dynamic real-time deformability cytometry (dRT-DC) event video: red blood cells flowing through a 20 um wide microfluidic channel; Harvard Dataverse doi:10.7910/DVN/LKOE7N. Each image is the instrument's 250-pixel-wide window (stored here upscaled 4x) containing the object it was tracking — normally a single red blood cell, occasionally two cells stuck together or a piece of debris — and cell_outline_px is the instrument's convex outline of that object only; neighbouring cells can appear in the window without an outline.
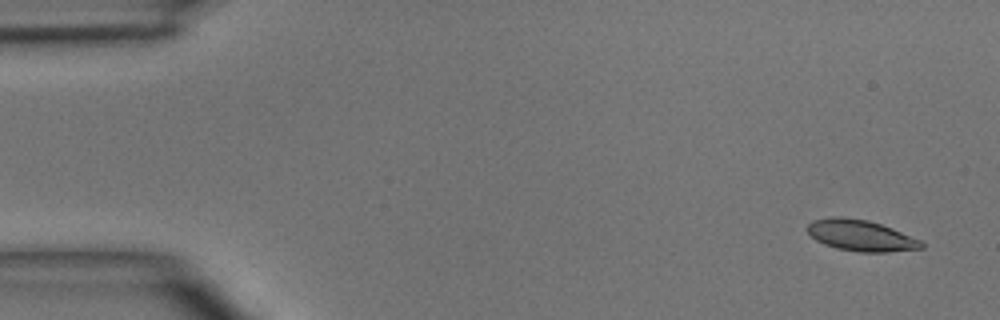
{"species": "common noctule bat (a hibernating species)", "species_latin": "Nyctalus noctula", "temperature_condition": "room temperature", "stored_images_in_passage": 5, "camera_frame_rate_fps": 3000, "um_per_image_px": 0.085, "animal": {"sex": "male", "body_mass_g": 15.6}, "frame": {"image": 1, "passage_image": 1, "time_ms": 0.0, "image_size_px": [1000, 320], "cell_outline_px": [[924, 248], [888, 252], [860, 252], [836, 248], [824, 244], [816, 240], [808, 232], [808, 224], [812, 220], [832, 216], [840, 216], [868, 220], [892, 228], [920, 240], [924, 244]], "centroid_in_image_um": [73.16, 20.01], "position_along_channel_um": 11.8, "area_um2": 20.63}}
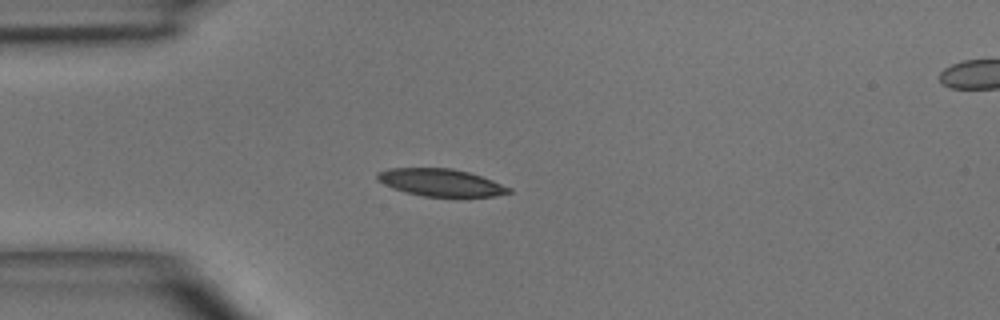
{"frame": {"image": 2, "passage_image": 4, "time_ms": 3.333, "image_size_px": [1000, 320], "cell_outline_px": [[512, 192], [496, 196], [424, 196], [404, 192], [392, 188], [376, 180], [376, 172], [388, 168], [452, 168], [468, 172], [492, 180], [512, 188]], "centroid_in_image_um": [37.42, 15.51], "position_along_channel_um": 47.6, "area_um2": 20.98}}